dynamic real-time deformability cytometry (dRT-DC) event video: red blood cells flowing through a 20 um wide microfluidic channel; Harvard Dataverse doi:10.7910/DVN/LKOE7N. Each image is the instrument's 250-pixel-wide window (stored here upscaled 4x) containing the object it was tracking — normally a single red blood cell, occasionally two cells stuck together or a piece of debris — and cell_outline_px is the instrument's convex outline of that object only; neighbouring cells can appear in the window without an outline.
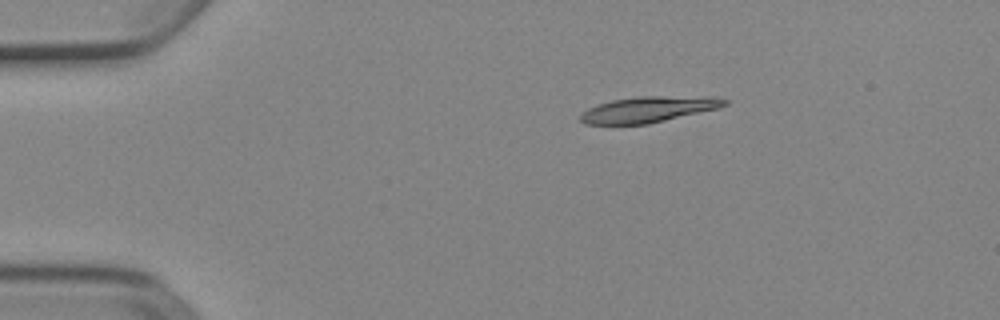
{"species": "Egyptian fruit bat (a non-hibernating species)", "species_latin": "Rousettus aegyptiacus", "temperature_condition": "cold", "stored_images_in_passage": 4, "camera_frame_rate_fps": 3000, "um_per_image_px": 0.085, "animal": {"sex": "female"}, "frame": {"image": 1, "passage_image": 2, "time_ms": 0.333, "image_size_px": [1000, 320], "cell_outline_px": [[728, 104], [720, 108], [648, 124], [584, 124], [580, 120], [580, 116], [588, 108], [596, 104], [612, 100], [636, 96], [712, 96], [728, 100]], "centroid_in_image_um": [55.16, 9.29], "position_along_channel_um": 29.8, "area_um2": 21.91}}